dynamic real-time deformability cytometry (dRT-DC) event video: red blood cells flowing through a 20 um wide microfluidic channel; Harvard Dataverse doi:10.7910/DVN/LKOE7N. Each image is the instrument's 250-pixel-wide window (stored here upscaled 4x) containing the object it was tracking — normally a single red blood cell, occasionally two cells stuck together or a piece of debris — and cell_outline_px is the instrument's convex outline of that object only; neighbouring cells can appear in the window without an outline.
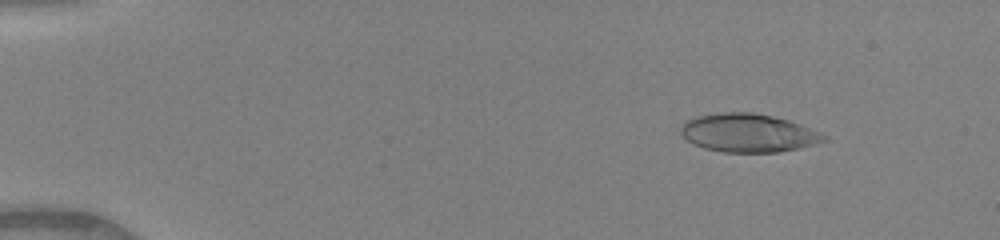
{"species": "human", "species_latin": "Homo sapiens", "temperature_condition": "warm", "stored_images_in_passage": 42, "camera_frame_rate_fps": 3000, "um_per_image_px": 0.085, "donor": {"sex": "female"}, "frame": {"image": 1, "passage_image": 5, "time_ms": 1.333, "image_size_px": [1000, 240], "cell_outline_px": [[828, 140], [800, 148], [776, 152], [724, 152], [704, 148], [688, 140], [680, 132], [680, 128], [688, 120], [696, 116], [720, 112], [752, 112], [772, 116], [788, 120], [800, 124], [820, 132], [828, 136]], "centroid_in_image_um": [63.63, 11.29], "position_along_channel_um": 21.4, "area_um2": 31.85}}
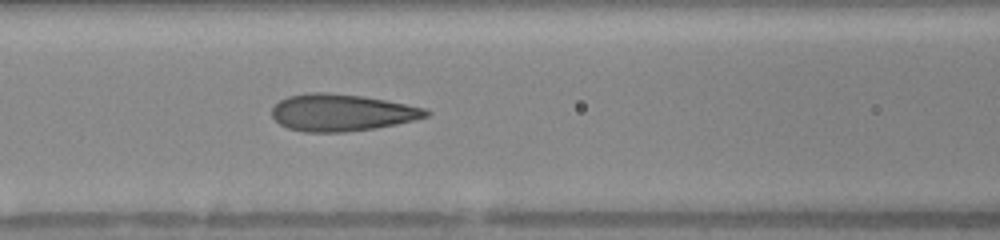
{"frame": {"image": 2, "passage_image": 20, "time_ms": 6.333, "image_size_px": [1000, 240], "cell_outline_px": [[432, 112], [428, 116], [416, 120], [376, 128], [344, 132], [304, 132], [288, 128], [280, 124], [272, 116], [272, 108], [280, 100], [288, 96], [312, 92], [324, 92], [364, 96], [428, 108]], "centroid_in_image_um": [29.08, 9.57], "position_along_channel_um": 137.5, "area_um2": 33.35}}
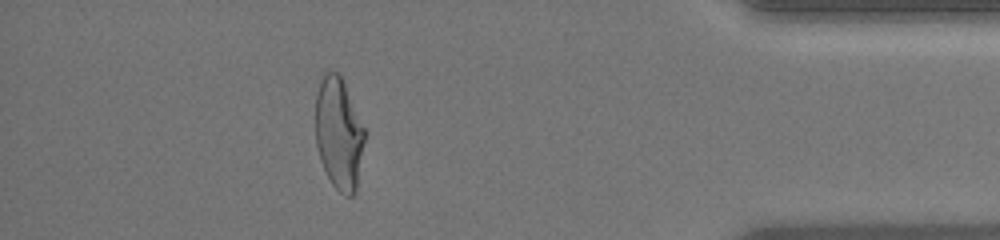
{"frame": {"image": 3, "passage_image": 38, "time_ms": 12.333, "image_size_px": [1000, 240], "cell_outline_px": [[364, 140], [356, 192], [352, 196], [344, 196], [332, 184], [320, 160], [316, 144], [316, 92], [320, 72], [340, 72], [344, 80], [364, 128]], "centroid_in_image_um": [28.78, 11.29], "position_along_channel_um": 406.4, "area_um2": 32.31}, "authors_computed_cell_mechanics": {"area_um2": 32.4836, "velocity_mm_per_s": 4.1976, "shape_relaxation_time_tau1_ms": 7.2419, "shape_relaxation_time_tau2_ms": 0.7401, "deformation_change_tau1": 0.2756, "deformation_change_tau2": 0.0919}}